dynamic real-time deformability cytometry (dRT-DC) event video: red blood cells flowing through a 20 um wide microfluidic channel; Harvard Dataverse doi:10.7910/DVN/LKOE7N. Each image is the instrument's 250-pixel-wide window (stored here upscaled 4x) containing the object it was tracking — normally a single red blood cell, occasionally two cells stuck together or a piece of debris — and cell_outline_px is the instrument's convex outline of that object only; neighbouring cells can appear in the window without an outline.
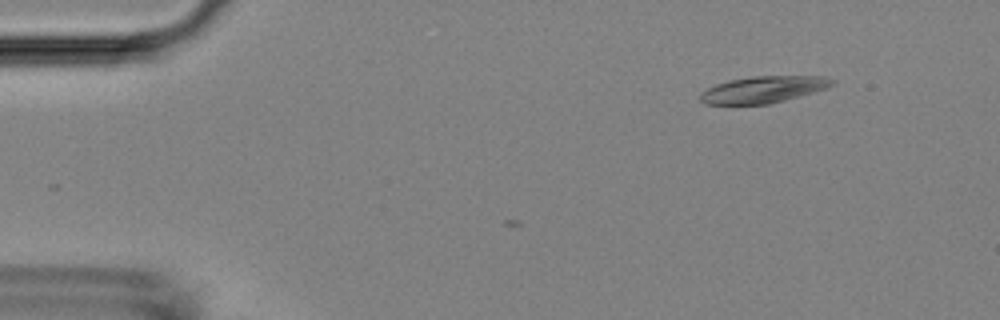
{"species": "Egyptian fruit bat (a non-hibernating species)", "species_latin": "Rousettus aegyptiacus", "temperature_condition": "room temperature", "stored_images_in_passage": 5, "camera_frame_rate_fps": 3000, "um_per_image_px": 0.085, "animal": {"sex": "female"}, "frame": {"image": 1, "passage_image": 2, "time_ms": 0.333, "image_size_px": [1000, 320], "cell_outline_px": [[836, 84], [828, 88], [784, 100], [768, 104], [704, 104], [700, 100], [700, 92], [716, 84], [728, 80], [752, 76], [828, 76], [836, 80]], "centroid_in_image_um": [64.92, 7.6], "position_along_channel_um": 20.1, "area_um2": 20.63}}
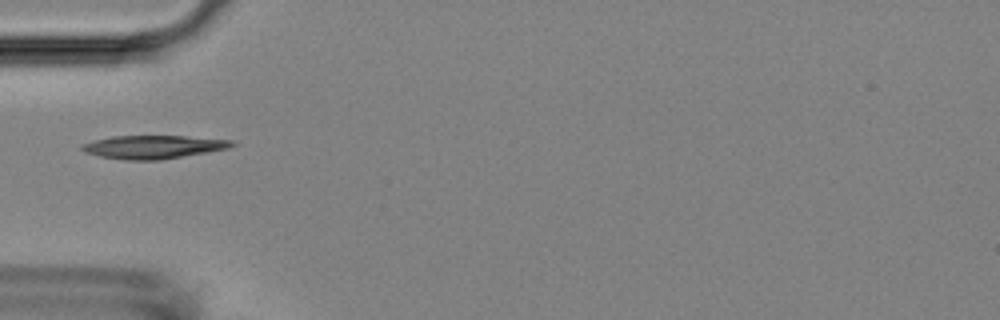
{"frame": {"image": 2, "passage_image": 5, "time_ms": 1.333, "image_size_px": [1000, 320], "cell_outline_px": [[236, 144], [228, 148], [208, 152], [160, 160], [124, 160], [100, 156], [84, 152], [80, 148], [80, 144], [112, 136], [184, 136], [236, 140]], "centroid_in_image_um": [13.04, 12.49], "position_along_channel_um": 72.0, "area_um2": 20.4}}